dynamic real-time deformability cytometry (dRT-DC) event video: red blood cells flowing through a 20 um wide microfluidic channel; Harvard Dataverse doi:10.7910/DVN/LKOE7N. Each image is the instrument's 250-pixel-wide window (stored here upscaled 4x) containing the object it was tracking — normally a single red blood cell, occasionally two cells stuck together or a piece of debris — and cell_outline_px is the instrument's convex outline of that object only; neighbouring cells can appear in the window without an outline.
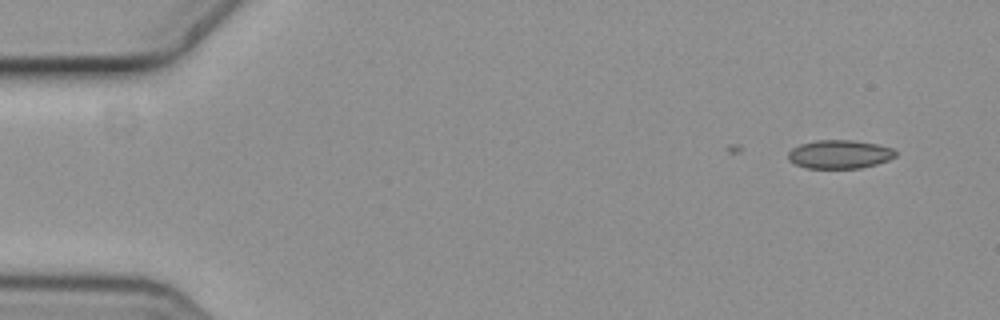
{"species": "common noctule bat (a hibernating species)", "species_latin": "Nyctalus noctula", "temperature_condition": "cold", "stored_images_in_passage": 2, "camera_frame_rate_fps": 3000, "um_per_image_px": 0.085, "animal": {"sex": "female", "body_mass_g": 19.3, "forearm_length_mm": 54.1}, "frame": {"image": 1, "passage_image": 2, "time_ms": 0.333, "image_size_px": [1000, 320], "cell_outline_px": [[896, 156], [888, 160], [876, 164], [860, 168], [808, 168], [796, 164], [788, 160], [788, 152], [792, 148], [800, 144], [816, 140], [852, 140], [880, 144], [892, 148], [896, 152]], "centroid_in_image_um": [71.37, 13.1], "position_along_channel_um": 13.6, "area_um2": 17.92}}